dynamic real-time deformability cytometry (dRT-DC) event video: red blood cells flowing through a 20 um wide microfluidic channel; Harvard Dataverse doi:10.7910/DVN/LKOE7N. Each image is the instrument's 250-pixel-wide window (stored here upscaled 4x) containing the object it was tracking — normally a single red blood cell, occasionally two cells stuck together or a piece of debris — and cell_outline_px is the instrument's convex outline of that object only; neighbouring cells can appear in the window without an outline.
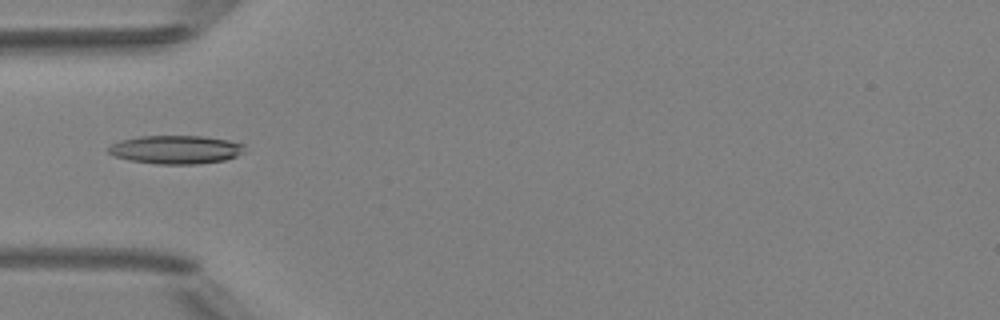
{"species": "Egyptian fruit bat (a non-hibernating species)", "species_latin": "Rousettus aegyptiacus", "temperature_condition": "room temperature", "stored_images_in_passage": 3, "camera_frame_rate_fps": 3000, "um_per_image_px": 0.085, "animal": {"sex": "female"}, "frame": {"image": 1, "passage_image": 2, "time_ms": 1.333, "image_size_px": [1000, 320], "cell_outline_px": [[244, 144], [240, 152], [236, 156], [224, 160], [196, 164], [156, 164], [128, 160], [112, 156], [108, 152], [108, 148], [112, 144], [120, 140], [140, 136], [204, 136], [228, 140]], "centroid_in_image_um": [14.88, 12.71], "position_along_channel_um": 70.1, "area_um2": 22.48}}
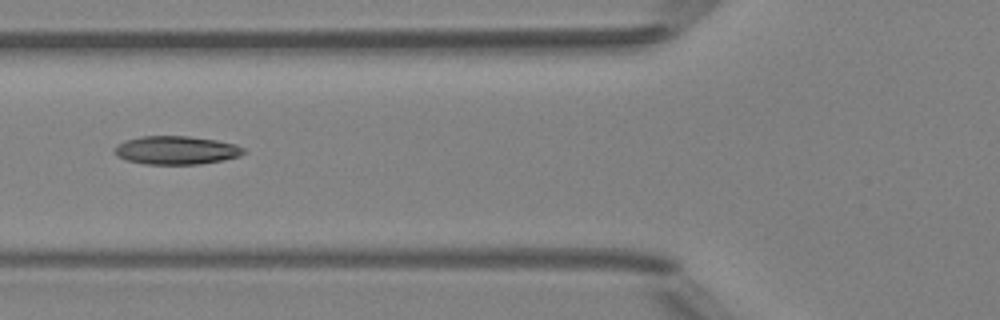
{"frame": {"image": 2, "passage_image": 3, "time_ms": 2.333, "image_size_px": [1000, 320], "cell_outline_px": [[248, 152], [240, 156], [200, 164], [144, 164], [128, 160], [116, 156], [112, 148], [116, 144], [124, 140], [140, 136], [188, 136], [216, 140], [236, 144], [244, 148]], "centroid_in_image_um": [14.95, 12.76], "position_along_channel_um": 110.8, "area_um2": 21.56}}